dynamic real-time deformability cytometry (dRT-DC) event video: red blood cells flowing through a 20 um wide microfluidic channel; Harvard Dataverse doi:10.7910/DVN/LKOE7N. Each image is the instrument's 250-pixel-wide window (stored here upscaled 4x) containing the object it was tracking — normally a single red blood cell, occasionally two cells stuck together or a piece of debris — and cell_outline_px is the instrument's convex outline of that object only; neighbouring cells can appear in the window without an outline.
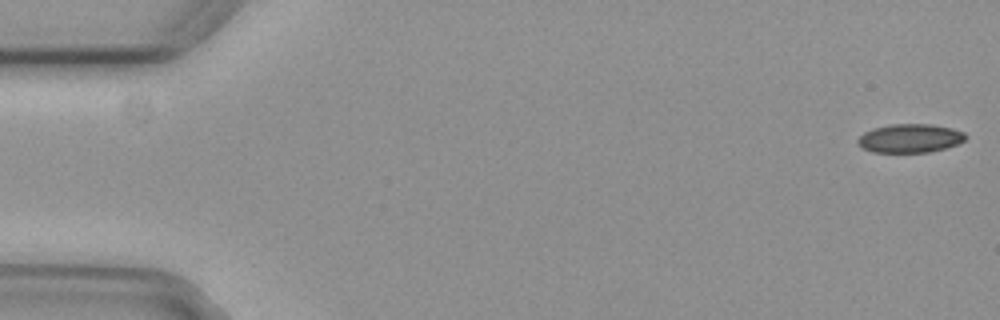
{"species": "common noctule bat (a hibernating species)", "species_latin": "Nyctalus noctula", "temperature_condition": "cold", "stored_images_in_passage": 5, "camera_frame_rate_fps": 3000, "um_per_image_px": 0.085, "animal": {"sex": "female", "body_mass_g": 29.2, "forearm_length_mm": 56.3}, "frame": {"image": 1, "passage_image": 1, "time_ms": 0.0, "image_size_px": [1000, 320], "cell_outline_px": [[968, 136], [964, 140], [956, 144], [944, 148], [928, 152], [872, 152], [864, 148], [856, 140], [864, 132], [872, 128], [892, 124], [932, 124], [952, 128], [964, 132]], "centroid_in_image_um": [77.36, 11.74], "position_along_channel_um": 7.6, "area_um2": 17.92}}